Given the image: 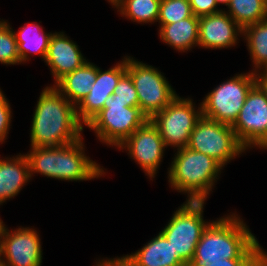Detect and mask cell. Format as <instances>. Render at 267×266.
<instances>
[{"label": "cell", "mask_w": 267, "mask_h": 266, "mask_svg": "<svg viewBox=\"0 0 267 266\" xmlns=\"http://www.w3.org/2000/svg\"><path fill=\"white\" fill-rule=\"evenodd\" d=\"M118 258L127 266H187L160 232L141 249Z\"/></svg>", "instance_id": "cell-17"}, {"label": "cell", "mask_w": 267, "mask_h": 266, "mask_svg": "<svg viewBox=\"0 0 267 266\" xmlns=\"http://www.w3.org/2000/svg\"><path fill=\"white\" fill-rule=\"evenodd\" d=\"M225 12L243 29L267 19V0H231Z\"/></svg>", "instance_id": "cell-24"}, {"label": "cell", "mask_w": 267, "mask_h": 266, "mask_svg": "<svg viewBox=\"0 0 267 266\" xmlns=\"http://www.w3.org/2000/svg\"><path fill=\"white\" fill-rule=\"evenodd\" d=\"M83 137L76 142L54 147H30L25 153L30 178L35 173L61 181H89L106 175L103 166L85 153Z\"/></svg>", "instance_id": "cell-3"}, {"label": "cell", "mask_w": 267, "mask_h": 266, "mask_svg": "<svg viewBox=\"0 0 267 266\" xmlns=\"http://www.w3.org/2000/svg\"><path fill=\"white\" fill-rule=\"evenodd\" d=\"M231 127L246 150H267V98L256 84Z\"/></svg>", "instance_id": "cell-11"}, {"label": "cell", "mask_w": 267, "mask_h": 266, "mask_svg": "<svg viewBox=\"0 0 267 266\" xmlns=\"http://www.w3.org/2000/svg\"><path fill=\"white\" fill-rule=\"evenodd\" d=\"M189 3L192 13L196 17L207 16L225 10V7L220 9L215 0H189Z\"/></svg>", "instance_id": "cell-29"}, {"label": "cell", "mask_w": 267, "mask_h": 266, "mask_svg": "<svg viewBox=\"0 0 267 266\" xmlns=\"http://www.w3.org/2000/svg\"><path fill=\"white\" fill-rule=\"evenodd\" d=\"M11 105L0 88V144L5 142L10 131V124L12 122Z\"/></svg>", "instance_id": "cell-28"}, {"label": "cell", "mask_w": 267, "mask_h": 266, "mask_svg": "<svg viewBox=\"0 0 267 266\" xmlns=\"http://www.w3.org/2000/svg\"><path fill=\"white\" fill-rule=\"evenodd\" d=\"M250 259H223L210 263L207 266H247Z\"/></svg>", "instance_id": "cell-31"}, {"label": "cell", "mask_w": 267, "mask_h": 266, "mask_svg": "<svg viewBox=\"0 0 267 266\" xmlns=\"http://www.w3.org/2000/svg\"><path fill=\"white\" fill-rule=\"evenodd\" d=\"M242 38L252 60L251 71H259L267 63V19L245 26Z\"/></svg>", "instance_id": "cell-22"}, {"label": "cell", "mask_w": 267, "mask_h": 266, "mask_svg": "<svg viewBox=\"0 0 267 266\" xmlns=\"http://www.w3.org/2000/svg\"><path fill=\"white\" fill-rule=\"evenodd\" d=\"M193 15L189 0H161L158 30L166 24L178 22Z\"/></svg>", "instance_id": "cell-26"}, {"label": "cell", "mask_w": 267, "mask_h": 266, "mask_svg": "<svg viewBox=\"0 0 267 266\" xmlns=\"http://www.w3.org/2000/svg\"><path fill=\"white\" fill-rule=\"evenodd\" d=\"M247 266H267V252L262 246L252 255Z\"/></svg>", "instance_id": "cell-30"}, {"label": "cell", "mask_w": 267, "mask_h": 266, "mask_svg": "<svg viewBox=\"0 0 267 266\" xmlns=\"http://www.w3.org/2000/svg\"><path fill=\"white\" fill-rule=\"evenodd\" d=\"M147 120L139 107H130L110 95L104 108L85 127L93 130L100 142L117 148Z\"/></svg>", "instance_id": "cell-6"}, {"label": "cell", "mask_w": 267, "mask_h": 266, "mask_svg": "<svg viewBox=\"0 0 267 266\" xmlns=\"http://www.w3.org/2000/svg\"><path fill=\"white\" fill-rule=\"evenodd\" d=\"M217 3V6H220V4L225 5L226 7L229 6L231 0H215Z\"/></svg>", "instance_id": "cell-34"}, {"label": "cell", "mask_w": 267, "mask_h": 266, "mask_svg": "<svg viewBox=\"0 0 267 266\" xmlns=\"http://www.w3.org/2000/svg\"><path fill=\"white\" fill-rule=\"evenodd\" d=\"M113 98L120 102L128 103L130 107H139L137 91L131 77L127 73L118 81L113 92Z\"/></svg>", "instance_id": "cell-27"}, {"label": "cell", "mask_w": 267, "mask_h": 266, "mask_svg": "<svg viewBox=\"0 0 267 266\" xmlns=\"http://www.w3.org/2000/svg\"><path fill=\"white\" fill-rule=\"evenodd\" d=\"M192 98L177 97L150 120L158 128L166 149L187 146L190 134L202 117L201 102L196 108Z\"/></svg>", "instance_id": "cell-10"}, {"label": "cell", "mask_w": 267, "mask_h": 266, "mask_svg": "<svg viewBox=\"0 0 267 266\" xmlns=\"http://www.w3.org/2000/svg\"><path fill=\"white\" fill-rule=\"evenodd\" d=\"M95 263V266H127L118 258V256L116 258H101V260L98 259Z\"/></svg>", "instance_id": "cell-33"}, {"label": "cell", "mask_w": 267, "mask_h": 266, "mask_svg": "<svg viewBox=\"0 0 267 266\" xmlns=\"http://www.w3.org/2000/svg\"><path fill=\"white\" fill-rule=\"evenodd\" d=\"M254 85L255 74L251 70L221 82L203 98L202 116L232 125Z\"/></svg>", "instance_id": "cell-8"}, {"label": "cell", "mask_w": 267, "mask_h": 266, "mask_svg": "<svg viewBox=\"0 0 267 266\" xmlns=\"http://www.w3.org/2000/svg\"><path fill=\"white\" fill-rule=\"evenodd\" d=\"M0 266H8V265L0 258Z\"/></svg>", "instance_id": "cell-38"}, {"label": "cell", "mask_w": 267, "mask_h": 266, "mask_svg": "<svg viewBox=\"0 0 267 266\" xmlns=\"http://www.w3.org/2000/svg\"><path fill=\"white\" fill-rule=\"evenodd\" d=\"M39 232L34 227L5 226L0 242V258L8 266H41L43 250Z\"/></svg>", "instance_id": "cell-13"}, {"label": "cell", "mask_w": 267, "mask_h": 266, "mask_svg": "<svg viewBox=\"0 0 267 266\" xmlns=\"http://www.w3.org/2000/svg\"><path fill=\"white\" fill-rule=\"evenodd\" d=\"M231 213L213 220L207 226L188 266H207L221 258L251 259L261 247L241 216Z\"/></svg>", "instance_id": "cell-2"}, {"label": "cell", "mask_w": 267, "mask_h": 266, "mask_svg": "<svg viewBox=\"0 0 267 266\" xmlns=\"http://www.w3.org/2000/svg\"><path fill=\"white\" fill-rule=\"evenodd\" d=\"M98 66L89 60L73 72L64 75L53 86L77 106L86 97L97 78Z\"/></svg>", "instance_id": "cell-19"}, {"label": "cell", "mask_w": 267, "mask_h": 266, "mask_svg": "<svg viewBox=\"0 0 267 266\" xmlns=\"http://www.w3.org/2000/svg\"><path fill=\"white\" fill-rule=\"evenodd\" d=\"M161 0H120L114 8L125 17L138 24L158 22Z\"/></svg>", "instance_id": "cell-23"}, {"label": "cell", "mask_w": 267, "mask_h": 266, "mask_svg": "<svg viewBox=\"0 0 267 266\" xmlns=\"http://www.w3.org/2000/svg\"><path fill=\"white\" fill-rule=\"evenodd\" d=\"M198 46L204 49L235 47L243 36V29L222 10L199 17Z\"/></svg>", "instance_id": "cell-15"}, {"label": "cell", "mask_w": 267, "mask_h": 266, "mask_svg": "<svg viewBox=\"0 0 267 266\" xmlns=\"http://www.w3.org/2000/svg\"><path fill=\"white\" fill-rule=\"evenodd\" d=\"M88 59L79 46L65 32H54L51 36L44 62L50 68L54 84L64 75L81 67Z\"/></svg>", "instance_id": "cell-16"}, {"label": "cell", "mask_w": 267, "mask_h": 266, "mask_svg": "<svg viewBox=\"0 0 267 266\" xmlns=\"http://www.w3.org/2000/svg\"><path fill=\"white\" fill-rule=\"evenodd\" d=\"M204 204L205 201H185L160 231L187 266L203 231L212 222L204 220Z\"/></svg>", "instance_id": "cell-5"}, {"label": "cell", "mask_w": 267, "mask_h": 266, "mask_svg": "<svg viewBox=\"0 0 267 266\" xmlns=\"http://www.w3.org/2000/svg\"><path fill=\"white\" fill-rule=\"evenodd\" d=\"M120 0H107L112 6V8L119 2Z\"/></svg>", "instance_id": "cell-37"}, {"label": "cell", "mask_w": 267, "mask_h": 266, "mask_svg": "<svg viewBox=\"0 0 267 266\" xmlns=\"http://www.w3.org/2000/svg\"><path fill=\"white\" fill-rule=\"evenodd\" d=\"M5 226L6 225L4 224L2 219L0 218V242H1L2 234H3V230H4Z\"/></svg>", "instance_id": "cell-35"}, {"label": "cell", "mask_w": 267, "mask_h": 266, "mask_svg": "<svg viewBox=\"0 0 267 266\" xmlns=\"http://www.w3.org/2000/svg\"><path fill=\"white\" fill-rule=\"evenodd\" d=\"M30 180L29 162L25 154L0 158V205L17 196Z\"/></svg>", "instance_id": "cell-18"}, {"label": "cell", "mask_w": 267, "mask_h": 266, "mask_svg": "<svg viewBox=\"0 0 267 266\" xmlns=\"http://www.w3.org/2000/svg\"><path fill=\"white\" fill-rule=\"evenodd\" d=\"M255 84L261 89L267 98V76H265L260 70L254 72Z\"/></svg>", "instance_id": "cell-32"}, {"label": "cell", "mask_w": 267, "mask_h": 266, "mask_svg": "<svg viewBox=\"0 0 267 266\" xmlns=\"http://www.w3.org/2000/svg\"><path fill=\"white\" fill-rule=\"evenodd\" d=\"M126 73L137 91L139 108L148 119L163 110L178 95L164 73L135 57L126 55Z\"/></svg>", "instance_id": "cell-7"}, {"label": "cell", "mask_w": 267, "mask_h": 266, "mask_svg": "<svg viewBox=\"0 0 267 266\" xmlns=\"http://www.w3.org/2000/svg\"><path fill=\"white\" fill-rule=\"evenodd\" d=\"M186 147L211 156L223 167L247 151L238 141L231 125L204 116L197 121Z\"/></svg>", "instance_id": "cell-9"}, {"label": "cell", "mask_w": 267, "mask_h": 266, "mask_svg": "<svg viewBox=\"0 0 267 266\" xmlns=\"http://www.w3.org/2000/svg\"><path fill=\"white\" fill-rule=\"evenodd\" d=\"M21 28V29H20ZM21 64L30 61L29 55H38L45 60L52 32H45L37 22L27 23L14 31Z\"/></svg>", "instance_id": "cell-21"}, {"label": "cell", "mask_w": 267, "mask_h": 266, "mask_svg": "<svg viewBox=\"0 0 267 266\" xmlns=\"http://www.w3.org/2000/svg\"><path fill=\"white\" fill-rule=\"evenodd\" d=\"M260 71L267 76V63L260 69Z\"/></svg>", "instance_id": "cell-36"}, {"label": "cell", "mask_w": 267, "mask_h": 266, "mask_svg": "<svg viewBox=\"0 0 267 266\" xmlns=\"http://www.w3.org/2000/svg\"><path fill=\"white\" fill-rule=\"evenodd\" d=\"M165 148L158 128L150 119L117 147L119 151H128L130 159L134 160L152 181L161 166Z\"/></svg>", "instance_id": "cell-12"}, {"label": "cell", "mask_w": 267, "mask_h": 266, "mask_svg": "<svg viewBox=\"0 0 267 266\" xmlns=\"http://www.w3.org/2000/svg\"><path fill=\"white\" fill-rule=\"evenodd\" d=\"M30 147L64 146L81 139L84 125L76 106L52 84L42 88L32 116Z\"/></svg>", "instance_id": "cell-1"}, {"label": "cell", "mask_w": 267, "mask_h": 266, "mask_svg": "<svg viewBox=\"0 0 267 266\" xmlns=\"http://www.w3.org/2000/svg\"><path fill=\"white\" fill-rule=\"evenodd\" d=\"M199 17L192 15L175 23L163 25L158 31L160 40L178 52L198 47Z\"/></svg>", "instance_id": "cell-20"}, {"label": "cell", "mask_w": 267, "mask_h": 266, "mask_svg": "<svg viewBox=\"0 0 267 266\" xmlns=\"http://www.w3.org/2000/svg\"><path fill=\"white\" fill-rule=\"evenodd\" d=\"M0 63L7 66L21 64L14 30L4 19H0Z\"/></svg>", "instance_id": "cell-25"}, {"label": "cell", "mask_w": 267, "mask_h": 266, "mask_svg": "<svg viewBox=\"0 0 267 266\" xmlns=\"http://www.w3.org/2000/svg\"><path fill=\"white\" fill-rule=\"evenodd\" d=\"M176 150L167 172L169 186L187 195L186 201L206 202L224 167L211 156L188 147Z\"/></svg>", "instance_id": "cell-4"}, {"label": "cell", "mask_w": 267, "mask_h": 266, "mask_svg": "<svg viewBox=\"0 0 267 266\" xmlns=\"http://www.w3.org/2000/svg\"><path fill=\"white\" fill-rule=\"evenodd\" d=\"M126 73V56L108 70L98 67L97 78L89 94L76 106L78 120L87 125L103 108L105 100L113 95L120 78Z\"/></svg>", "instance_id": "cell-14"}]
</instances>
